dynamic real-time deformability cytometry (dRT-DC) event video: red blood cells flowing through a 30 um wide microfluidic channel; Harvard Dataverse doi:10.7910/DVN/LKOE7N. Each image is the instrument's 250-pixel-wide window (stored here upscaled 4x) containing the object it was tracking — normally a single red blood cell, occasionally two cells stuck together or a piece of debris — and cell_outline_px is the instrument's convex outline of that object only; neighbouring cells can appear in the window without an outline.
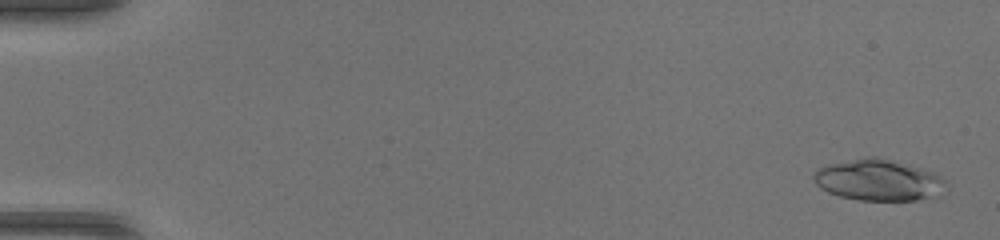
{"species": "common noctule bat (a hibernating species)", "species_latin": "Nyctalus noctula", "temperature_condition": "warm", "stored_images_in_passage": 50, "camera_frame_rate_fps": 3000, "um_per_image_px": 0.085, "animal": {"sex": "female", "body_mass_g": 17.0, "forearm_length_mm": 48.0}, "frame": {"image": 1, "passage_image": 2, "time_ms": 0.333, "image_size_px": [1000, 240], "cell_outline_px": [[948, 188], [928, 196], [916, 200], [856, 200], [840, 196], [828, 192], [820, 188], [812, 180], [812, 176], [820, 168], [828, 164], [872, 156], [876, 156], [912, 164], [932, 172], [940, 176], [944, 180]], "centroid_in_image_um": [74.64, 15.29], "position_along_channel_um": 10.4, "area_um2": 31.62}}
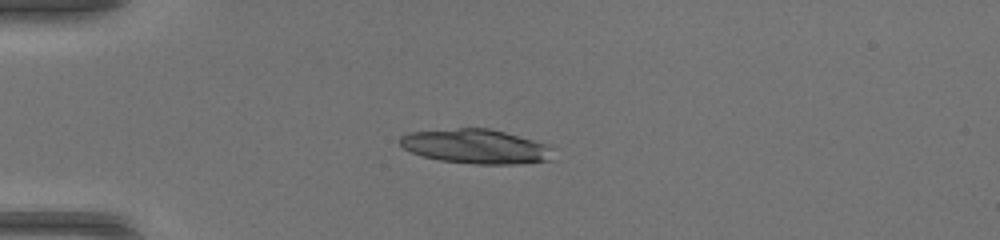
{"frame": {"image": 2, "passage_image": 14, "time_ms": 4.333, "image_size_px": [1000, 240], "cell_outline_px": [[552, 160], [516, 164], [476, 164], [440, 160], [420, 156], [404, 148], [400, 144], [400, 136], [408, 132], [460, 128], [488, 128], [504, 132], [532, 140], [544, 144], [552, 148]], "centroid_in_image_um": [40.42, 12.45], "position_along_channel_um": 44.6, "area_um2": 30.52}}